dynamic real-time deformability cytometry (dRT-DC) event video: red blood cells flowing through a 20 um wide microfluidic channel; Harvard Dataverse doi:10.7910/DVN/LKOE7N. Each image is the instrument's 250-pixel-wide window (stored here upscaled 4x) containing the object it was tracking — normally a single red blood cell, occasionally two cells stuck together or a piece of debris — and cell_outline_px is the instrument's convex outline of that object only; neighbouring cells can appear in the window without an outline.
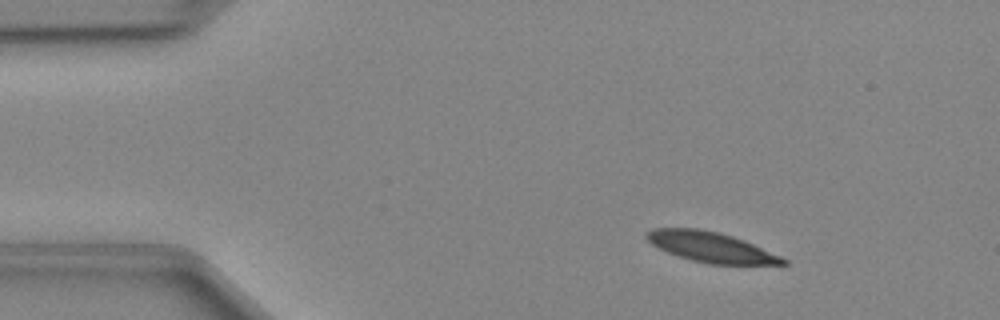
{"species": "Egyptian fruit bat (a non-hibernating species)", "species_latin": "Rousettus aegyptiacus", "temperature_condition": "cold", "stored_images_in_passage": 9, "camera_frame_rate_fps": 3000, "um_per_image_px": 0.085, "animal": {"sex": "female"}, "frame": {"image": 1, "passage_image": 1, "time_ms": 0.0, "image_size_px": [1000, 320], "cell_outline_px": [[788, 264], [708, 264], [692, 260], [668, 252], [652, 244], [644, 236], [644, 232], [652, 228], [696, 228], [720, 232], [744, 240], [780, 256], [788, 260]], "centroid_in_image_um": [60.4, 20.99], "position_along_channel_um": 24.6, "area_um2": 23.81}}